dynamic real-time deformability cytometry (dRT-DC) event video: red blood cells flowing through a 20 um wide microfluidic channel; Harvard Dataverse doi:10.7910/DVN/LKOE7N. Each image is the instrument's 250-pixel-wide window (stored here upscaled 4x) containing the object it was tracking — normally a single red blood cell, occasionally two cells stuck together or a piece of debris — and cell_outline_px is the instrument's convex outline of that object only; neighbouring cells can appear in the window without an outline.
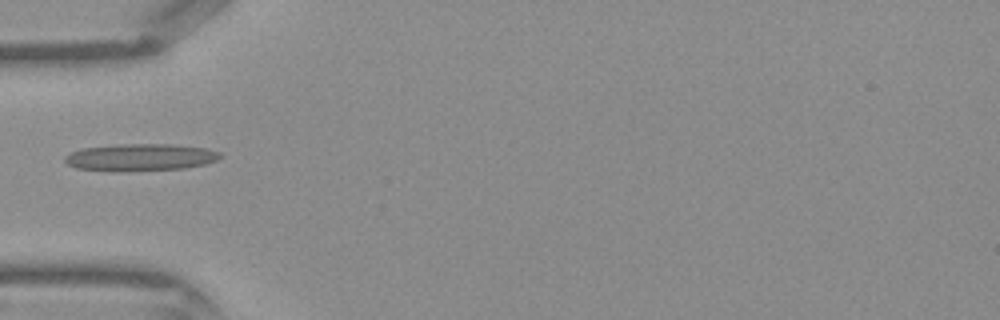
{"species": "Egyptian fruit bat (a non-hibernating species)", "species_latin": "Rousettus aegyptiacus", "temperature_condition": "warm", "stored_images_in_passage": 29, "camera_frame_rate_fps": 3000, "um_per_image_px": 0.085, "frame": {"image": 1, "passage_image": 1, "time_ms": 0.0, "image_size_px": [1000, 320], "cell_outline_px": [[224, 156], [216, 160], [204, 164], [184, 168], [116, 172], [76, 168], [68, 164], [64, 160], [64, 156], [68, 152], [80, 148], [120, 144], [172, 144], [208, 148], [220, 152]], "centroid_in_image_um": [11.9, 13.37], "position_along_channel_um": 73.1, "area_um2": 24.91}}
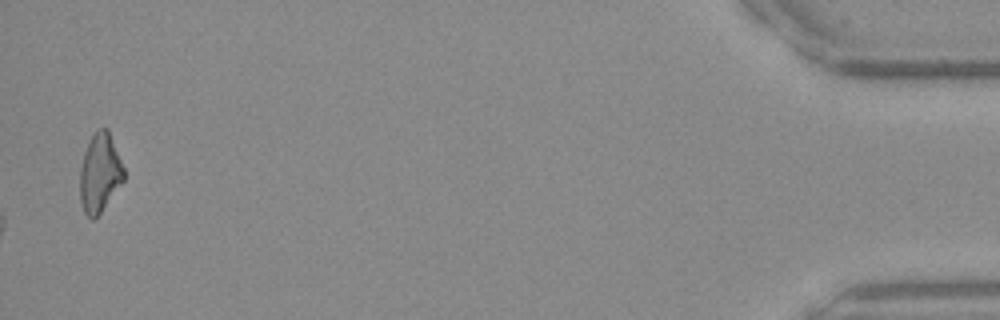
{"frame": {"image": 2, "passage_image": 29, "time_ms": 9.333, "image_size_px": [1000, 320], "cell_outline_px": [[124, 180], [100, 212], [92, 220], [84, 212], [80, 200], [80, 168], [84, 152], [96, 128], [108, 128], [124, 168]], "centroid_in_image_um": [8.48, 14.67], "position_along_channel_um": 426.7, "area_um2": 19.94}}